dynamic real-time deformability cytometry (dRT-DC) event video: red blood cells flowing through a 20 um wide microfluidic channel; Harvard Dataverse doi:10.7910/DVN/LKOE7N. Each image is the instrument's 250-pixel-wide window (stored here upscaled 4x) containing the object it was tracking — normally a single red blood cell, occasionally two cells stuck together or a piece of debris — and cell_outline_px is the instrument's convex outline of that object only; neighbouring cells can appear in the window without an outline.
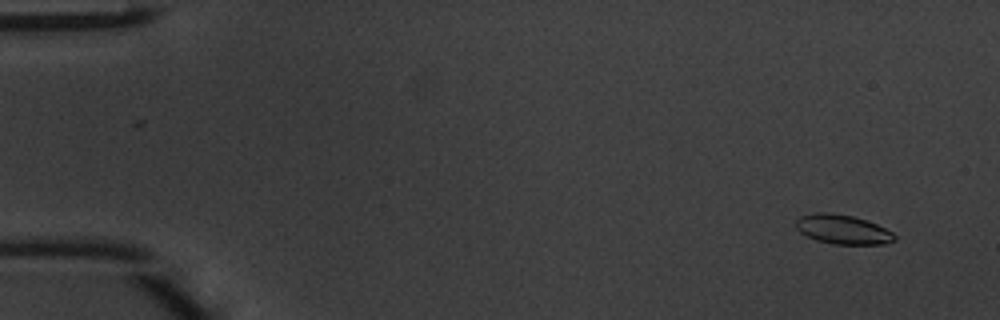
{"species": "common noctule bat (a hibernating species)", "species_latin": "Nyctalus noctula", "temperature_condition": "warm", "stored_images_in_passage": 49, "camera_frame_rate_fps": 3000, "um_per_image_px": 0.085, "animal": {"sex": "male", "body_mass_g": 20.1, "forearm_length_mm": 53.5}, "frame": {"image": 1, "passage_image": 4, "time_ms": 1.0, "image_size_px": [1000, 320], "cell_outline_px": [[896, 240], [888, 244], [832, 244], [816, 240], [800, 232], [796, 228], [796, 220], [800, 216], [816, 212], [828, 212], [852, 216], [868, 220], [892, 232], [896, 236]], "centroid_in_image_um": [71.64, 19.5], "position_along_channel_um": 13.4, "area_um2": 16.94}}
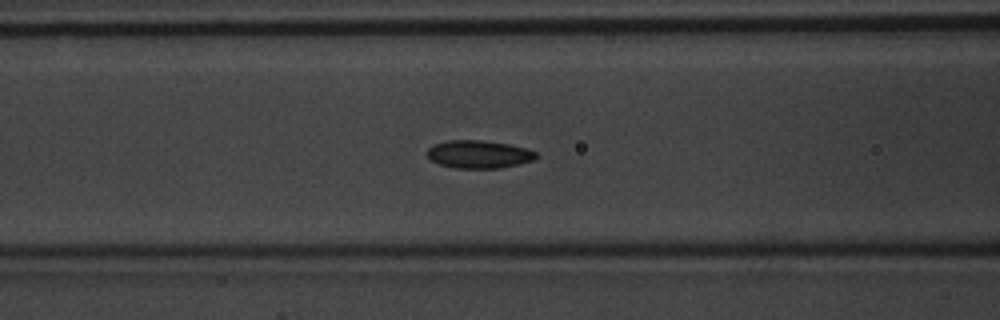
{"frame": {"image": 2, "passage_image": 21, "time_ms": 6.667, "image_size_px": [1000, 320], "cell_outline_px": [[536, 156], [532, 160], [520, 164], [500, 168], [452, 168], [440, 164], [432, 160], [428, 156], [428, 148], [432, 144], [448, 140], [480, 140], [508, 144], [524, 148], [536, 152]], "centroid_in_image_um": [40.66, 13.11], "position_along_channel_um": 125.9, "area_um2": 17.57}}
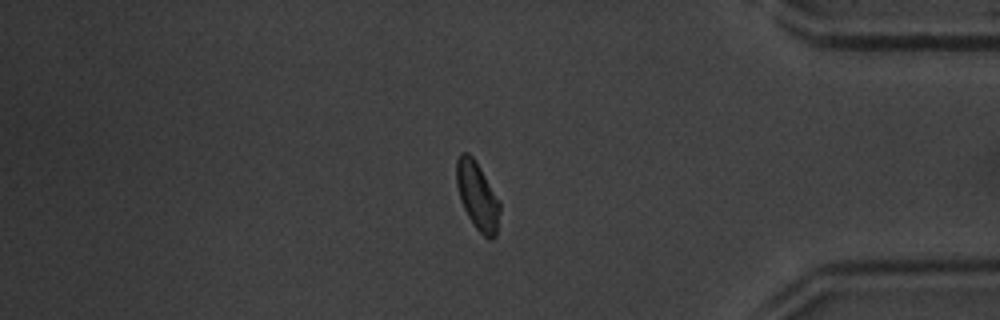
{"frame": {"image": 3, "passage_image": 42, "time_ms": 13.667, "image_size_px": [1000, 320], "cell_outline_px": [[500, 212], [496, 236], [492, 240], [488, 240], [476, 228], [468, 216], [464, 208], [456, 184], [456, 160], [460, 152], [468, 152], [472, 156], [480, 168], [500, 200]], "centroid_in_image_um": [40.59, 16.65], "position_along_channel_um": 394.6, "area_um2": 17.17}, "authors_computed_cell_mechanics": {"area_um2": 17.1666, "velocity_mm_per_s": 4.1981, "shape_relaxation_time_tau1_ms": 2.3247, "shape_relaxation_time_tau2_ms": 2.224, "deformation_change_tau1": 0.106, "deformation_change_tau2": 0.0684}}